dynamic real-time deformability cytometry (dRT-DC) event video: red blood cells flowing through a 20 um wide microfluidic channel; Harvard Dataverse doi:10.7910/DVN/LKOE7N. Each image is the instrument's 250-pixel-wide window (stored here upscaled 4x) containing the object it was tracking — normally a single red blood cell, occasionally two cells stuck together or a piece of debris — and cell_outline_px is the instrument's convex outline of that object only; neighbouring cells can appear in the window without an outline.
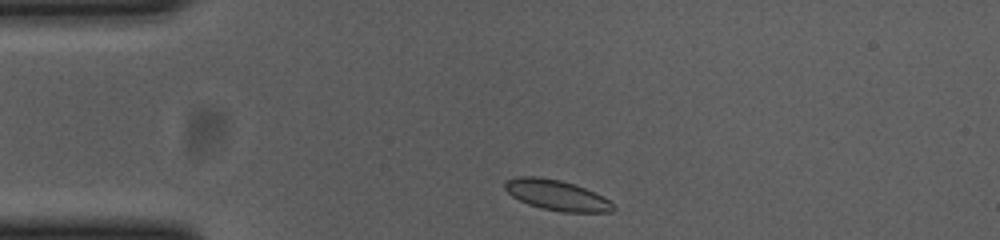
{"species": "common noctule bat (a hibernating species)", "species_latin": "Nyctalus noctula", "temperature_condition": "cold", "stored_images_in_passage": 23, "camera_frame_rate_fps": 3000, "um_per_image_px": 0.085, "animal": {"sex": "female", "body_mass_g": 23.0, "forearm_length_mm": 53.4}, "frame": {"image": 1, "passage_image": 2, "time_ms": 0.333, "image_size_px": [1000, 240], "cell_outline_px": [[616, 208], [612, 212], [560, 212], [540, 208], [528, 204], [512, 196], [504, 188], [504, 184], [508, 180], [520, 176], [536, 176], [560, 180], [596, 192], [608, 200]], "centroid_in_image_um": [47.32, 16.6], "position_along_channel_um": 37.7, "area_um2": 19.07}}
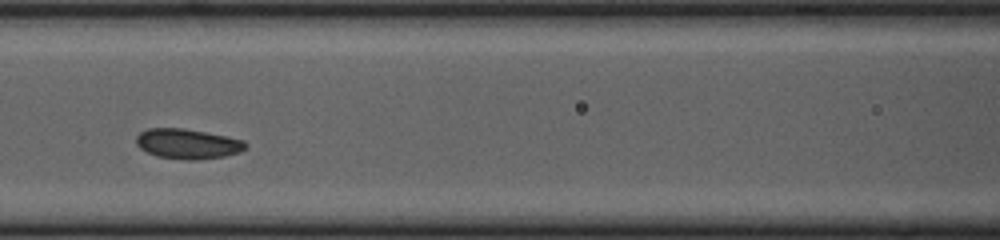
{"frame": {"image": 2, "passage_image": 14, "time_ms": 4.333, "image_size_px": [1000, 240], "cell_outline_px": [[248, 148], [240, 152], [224, 156], [200, 160], [188, 160], [156, 156], [140, 148], [136, 144], [136, 136], [140, 132], [148, 128], [184, 128], [244, 140], [248, 144]], "centroid_in_image_um": [15.96, 12.23], "position_along_channel_um": 150.6, "area_um2": 19.19}}
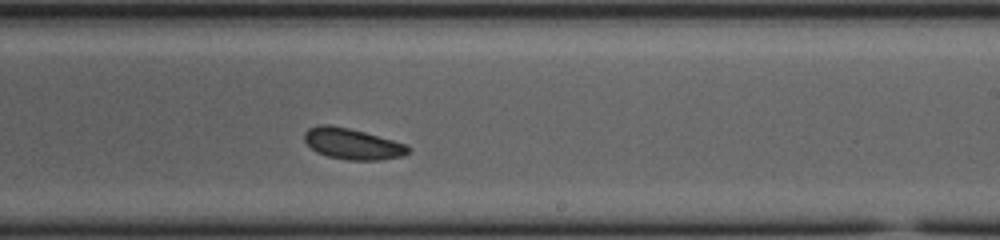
{"frame": {"image": 3, "passage_image": 23, "time_ms": 7.333, "image_size_px": [1000, 240], "cell_outline_px": [[412, 148], [404, 156], [380, 160], [348, 160], [328, 156], [316, 152], [304, 140], [304, 132], [308, 128], [320, 124], [328, 124], [348, 128], [364, 132], [392, 140], [404, 144]], "centroid_in_image_um": [29.94, 12.23], "position_along_channel_um": 259.1, "area_um2": 18.67}}